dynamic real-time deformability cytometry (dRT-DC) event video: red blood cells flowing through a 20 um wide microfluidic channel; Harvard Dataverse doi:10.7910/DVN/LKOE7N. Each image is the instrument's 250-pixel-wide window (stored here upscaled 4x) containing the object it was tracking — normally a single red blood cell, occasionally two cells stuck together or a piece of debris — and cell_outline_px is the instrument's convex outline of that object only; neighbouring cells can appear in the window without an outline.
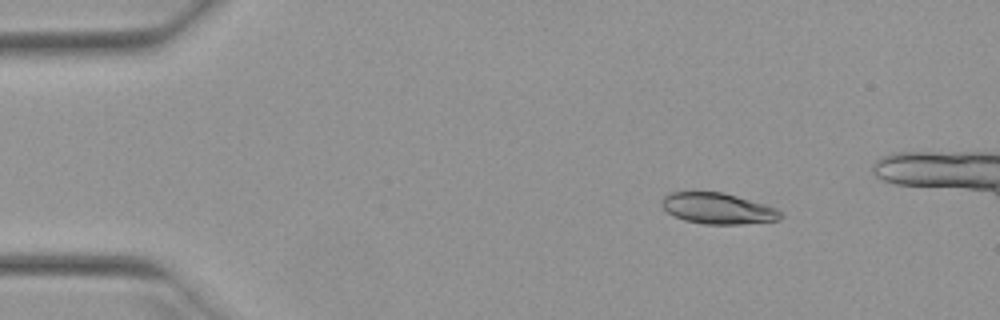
{"species": "Egyptian fruit bat (a non-hibernating species)", "species_latin": "Rousettus aegyptiacus", "temperature_condition": "warm", "stored_images_in_passage": 48, "camera_frame_rate_fps": 3000, "um_per_image_px": 0.085, "animal": {"sex": "female"}, "frame": {"image": 1, "passage_image": 3, "time_ms": 0.667, "image_size_px": [1000, 320], "cell_outline_px": [[784, 216], [780, 220], [740, 224], [704, 224], [684, 220], [668, 212], [660, 204], [660, 200], [668, 192], [724, 192], [764, 204], [776, 208]], "centroid_in_image_um": [61.01, 17.71], "position_along_channel_um": 24.0, "area_um2": 21.44}}
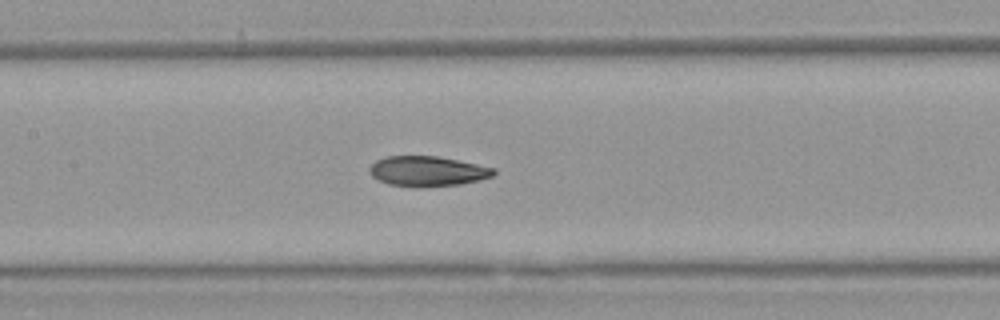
{"frame": {"image": 2, "passage_image": 20, "time_ms": 6.333, "image_size_px": [1000, 320], "cell_outline_px": [[496, 172], [492, 176], [480, 180], [460, 184], [416, 188], [388, 184], [372, 176], [368, 172], [368, 168], [376, 160], [384, 156], [436, 156], [496, 168]], "centroid_in_image_um": [36.31, 14.56], "position_along_channel_um": 171.1, "area_um2": 21.91}}
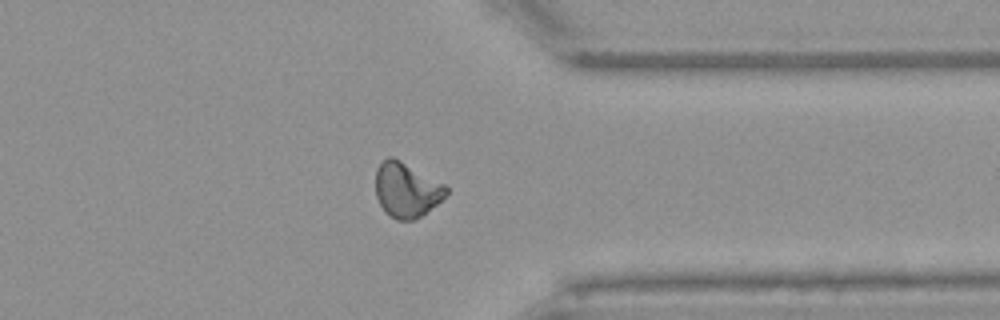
{"frame": {"image": 3, "passage_image": 36, "time_ms": 11.667, "image_size_px": [1000, 320], "cell_outline_px": [[448, 192], [436, 204], [420, 216], [412, 220], [396, 220], [388, 216], [384, 212], [376, 196], [376, 168], [388, 156], [392, 156], [400, 160], [444, 184], [448, 188]], "centroid_in_image_um": [34.52, 16.15], "position_along_channel_um": 376.9, "area_um2": 22.31}}